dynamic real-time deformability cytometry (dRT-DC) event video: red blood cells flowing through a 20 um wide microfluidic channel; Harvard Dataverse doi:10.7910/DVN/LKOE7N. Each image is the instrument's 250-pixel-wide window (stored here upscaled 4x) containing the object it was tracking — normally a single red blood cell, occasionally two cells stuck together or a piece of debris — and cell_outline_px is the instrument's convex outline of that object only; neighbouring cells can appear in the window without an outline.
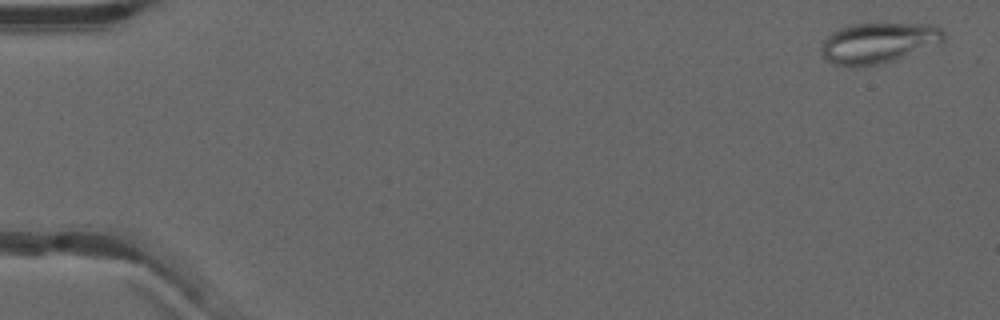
{"species": "common noctule bat (a hibernating species)", "species_latin": "Nyctalus noctula", "temperature_condition": "warm", "stored_images_in_passage": 52, "camera_frame_rate_fps": 3000, "um_per_image_px": 0.085, "animal": {"sex": "male", "forearm_length_mm": 52.5}, "frame": {"image": 1, "passage_image": 2, "time_ms": 0.333, "image_size_px": [1000, 320], "cell_outline_px": [[944, 40], [940, 44], [896, 60], [880, 64], [836, 64], [828, 60], [820, 52], [820, 48], [824, 40], [832, 32], [840, 28], [852, 24], [876, 20], [932, 24], [940, 28], [944, 32]], "centroid_in_image_um": [74.74, 3.55], "position_along_channel_um": 10.3, "area_um2": 29.65}}
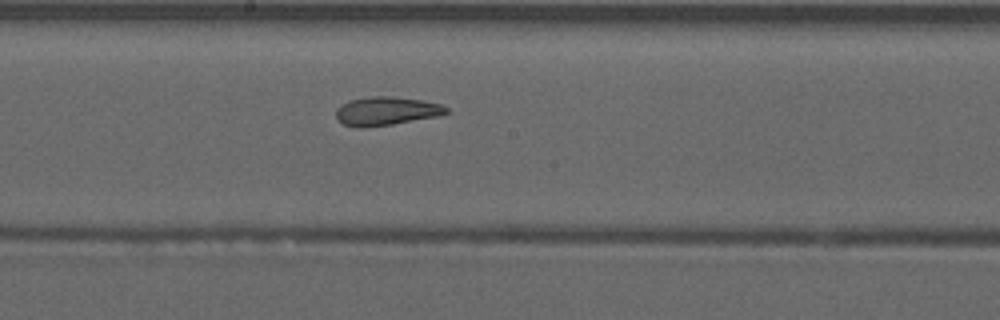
{"frame": {"image": 2, "passage_image": 29, "time_ms": 9.333, "image_size_px": [1000, 320], "cell_outline_px": [[448, 112], [436, 116], [392, 124], [360, 128], [356, 128], [344, 124], [336, 120], [336, 108], [340, 104], [348, 100], [372, 96], [392, 96], [420, 100], [440, 104], [448, 108]], "centroid_in_image_um": [32.75, 9.44], "position_along_channel_um": 215.4, "area_um2": 18.32}}
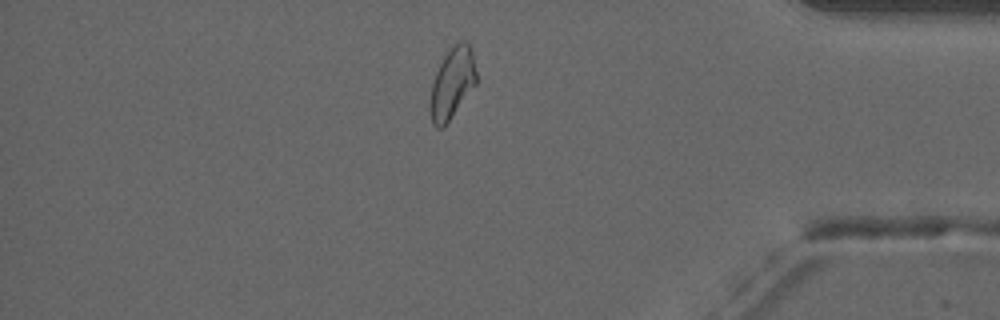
{"frame": {"image": 3, "passage_image": 45, "time_ms": 14.667, "image_size_px": [1000, 320], "cell_outline_px": [[476, 84], [448, 120], [440, 128], [436, 128], [432, 124], [428, 108], [428, 104], [432, 84], [436, 72], [444, 56], [452, 44], [460, 40], [464, 40], [468, 44], [472, 52], [476, 72]], "centroid_in_image_um": [38.4, 7.05], "position_along_channel_um": 396.8, "area_um2": 18.96}, "authors_computed_cell_mechanics": {"area_um2": 20.7791, "velocity_mm_per_s": 3.9444, "shape_relaxation_time_tau1_ms": null, "shape_relaxation_time_tau2_ms": 1.6695, "deformation_change_tau1": null, "deformation_change_tau2": 0.0912}}